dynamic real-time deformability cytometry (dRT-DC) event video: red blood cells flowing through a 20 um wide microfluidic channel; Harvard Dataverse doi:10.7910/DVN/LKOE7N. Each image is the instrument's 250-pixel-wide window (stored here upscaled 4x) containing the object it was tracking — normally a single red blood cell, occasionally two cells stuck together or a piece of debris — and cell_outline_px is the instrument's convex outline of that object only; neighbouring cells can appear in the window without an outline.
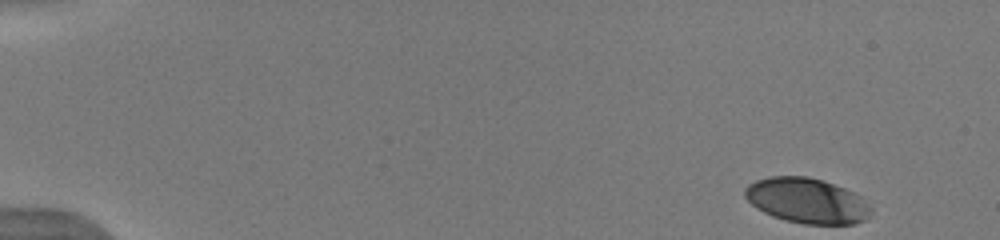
{"species": "human", "species_latin": "Homo sapiens", "temperature_condition": "warm", "stored_images_in_passage": 49, "camera_frame_rate_fps": 3000, "um_per_image_px": 0.085, "donor": {"sex": "male"}, "frame": {"image": 1, "passage_image": 1, "time_ms": 0.0, "image_size_px": [1000, 240], "cell_outline_px": [[872, 212], [864, 220], [856, 224], [804, 224], [784, 220], [772, 216], [756, 208], [744, 196], [744, 188], [748, 184], [756, 180], [768, 176], [808, 176], [824, 180], [844, 188], [860, 196], [872, 208]], "centroid_in_image_um": [68.57, 17.05], "position_along_channel_um": 16.4, "area_um2": 33.41}}
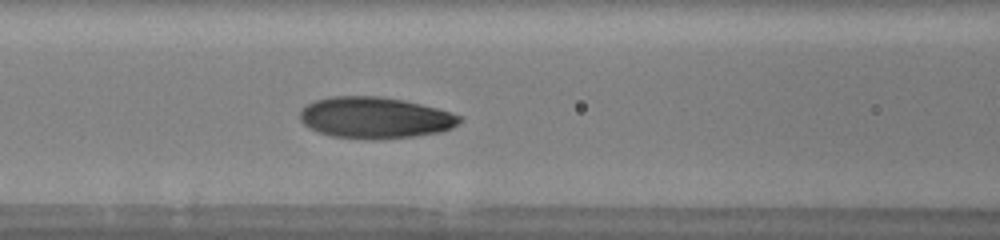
{"frame": {"image": 2, "passage_image": 21, "time_ms": 6.667, "image_size_px": [1000, 240], "cell_outline_px": [[464, 120], [452, 128], [444, 132], [412, 136], [372, 140], [332, 136], [308, 128], [300, 120], [300, 112], [308, 104], [316, 100], [328, 96], [380, 96], [404, 100], [452, 112], [464, 116]], "centroid_in_image_um": [31.92, 10.01], "position_along_channel_um": 134.7, "area_um2": 38.73}}
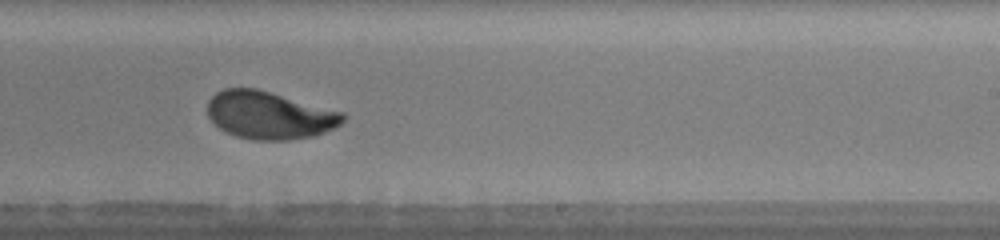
{"frame": {"image": 3, "passage_image": 31, "time_ms": 10.0, "image_size_px": [1000, 240], "cell_outline_px": [[348, 116], [340, 124], [316, 136], [288, 140], [252, 140], [236, 136], [224, 132], [208, 116], [208, 100], [216, 92], [224, 88], [256, 88], [344, 112]], "centroid_in_image_um": [22.91, 9.79], "position_along_channel_um": 266.1, "area_um2": 37.74}, "authors_computed_cell_mechanics": {"area_um2": 37.5122, "velocity_mm_per_s": 3.9493, "shape_relaxation_time_tau1_ms": 2.8618, "shape_relaxation_time_tau2_ms": 1.1231, "deformation_change_tau1": 0.1708, "deformation_change_tau2": 0.0438}}